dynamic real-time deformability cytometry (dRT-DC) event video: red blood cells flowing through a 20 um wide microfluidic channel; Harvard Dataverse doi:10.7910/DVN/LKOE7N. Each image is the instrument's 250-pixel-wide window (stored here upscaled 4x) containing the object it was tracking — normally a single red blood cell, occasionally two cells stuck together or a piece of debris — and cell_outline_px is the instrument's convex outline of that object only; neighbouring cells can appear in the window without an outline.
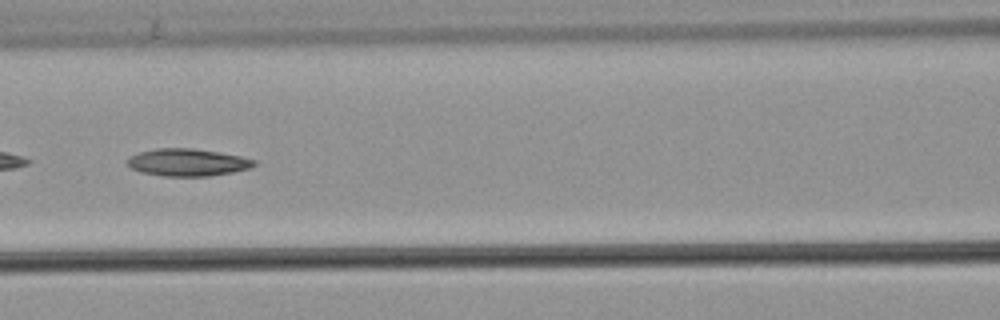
{"species": "common noctule bat (a hibernating species)", "species_latin": "Nyctalus noctula", "temperature_condition": "warm", "stored_images_in_passage": 40, "camera_frame_rate_fps": 3000, "um_per_image_px": 0.085, "animal": {"sex": "male", "body_mass_g": 21.5, "forearm_length_mm": 52.0}, "frame": {"image": 1, "passage_image": 12, "time_ms": 3.667, "image_size_px": [1000, 320], "cell_outline_px": [[256, 164], [248, 168], [232, 172], [208, 176], [164, 176], [140, 172], [132, 168], [128, 164], [128, 156], [140, 152], [156, 148], [192, 148], [240, 156], [256, 160]], "centroid_in_image_um": [15.91, 13.8], "position_along_channel_um": 150.7, "area_um2": 20.0}}